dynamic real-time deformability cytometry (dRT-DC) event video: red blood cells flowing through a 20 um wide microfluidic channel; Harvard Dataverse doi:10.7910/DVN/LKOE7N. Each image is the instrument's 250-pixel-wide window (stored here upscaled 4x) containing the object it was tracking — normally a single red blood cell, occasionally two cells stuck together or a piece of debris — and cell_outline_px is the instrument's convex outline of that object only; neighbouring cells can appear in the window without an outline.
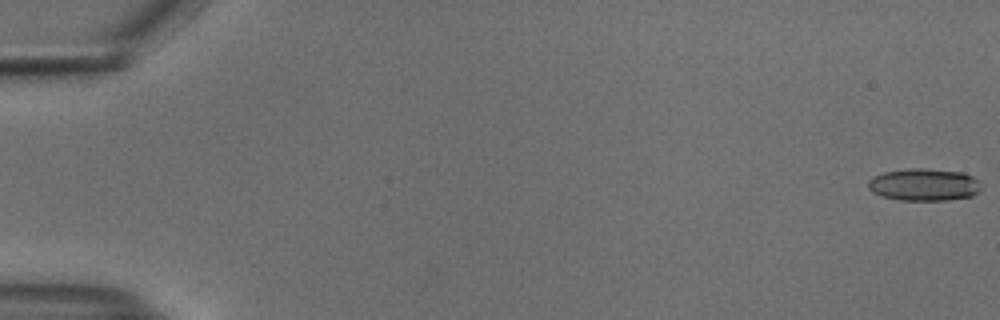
{"species": "common noctule bat (a hibernating species)", "species_latin": "Nyctalus noctula", "temperature_condition": "cold", "stored_images_in_passage": 55, "camera_frame_rate_fps": 3000, "um_per_image_px": 0.085, "animal": {"sex": "male", "body_mass_g": 18.8}, "frame": {"image": 1, "passage_image": 1, "time_ms": 0.0, "image_size_px": [1000, 320], "cell_outline_px": [[980, 192], [972, 196], [948, 200], [900, 200], [880, 196], [872, 192], [868, 188], [868, 180], [872, 176], [884, 172], [916, 168], [920, 168], [964, 172], [972, 176], [976, 180], [980, 188]], "centroid_in_image_um": [78.51, 15.7], "position_along_channel_um": 6.5, "area_um2": 21.27}}
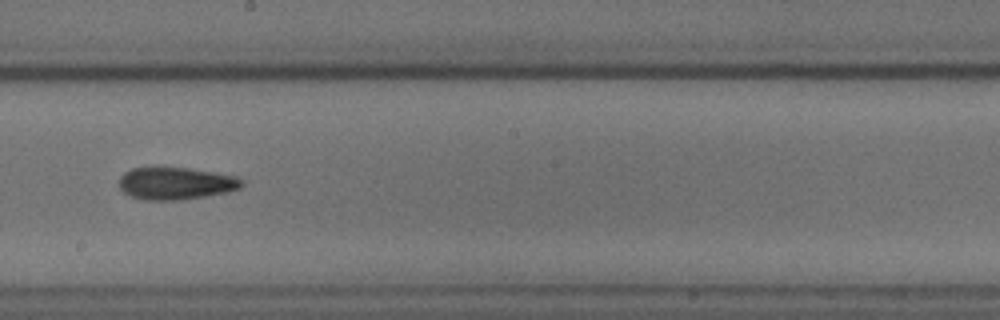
{"frame": {"image": 2, "passage_image": 32, "time_ms": 10.333, "image_size_px": [1000, 320], "cell_outline_px": [[244, 184], [240, 188], [228, 192], [180, 200], [144, 200], [132, 196], [124, 192], [120, 188], [120, 176], [124, 172], [132, 168], [156, 164], [188, 168], [216, 172], [236, 176], [244, 180]], "centroid_in_image_um": [14.93, 15.54], "position_along_channel_um": 233.3, "area_um2": 23.87}}
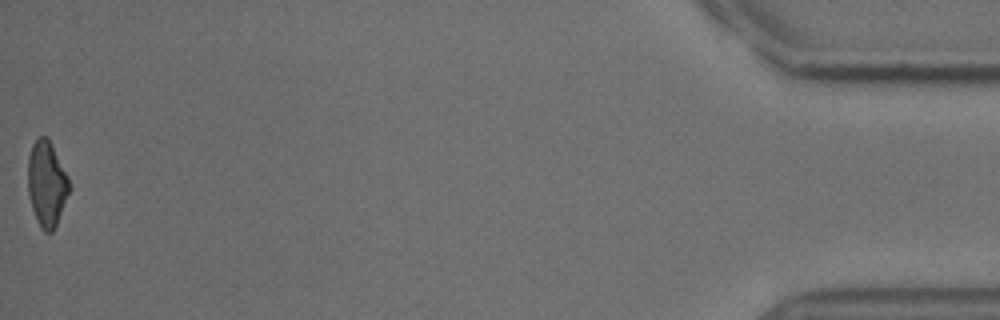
{"frame": {"image": 3, "passage_image": 55, "time_ms": 18.0, "image_size_px": [1000, 320], "cell_outline_px": [[68, 192], [56, 224], [52, 232], [44, 232], [40, 228], [32, 208], [28, 192], [28, 156], [32, 144], [36, 136], [48, 136], [68, 176]], "centroid_in_image_um": [3.94, 15.56], "position_along_channel_um": 431.3, "area_um2": 20.35}}